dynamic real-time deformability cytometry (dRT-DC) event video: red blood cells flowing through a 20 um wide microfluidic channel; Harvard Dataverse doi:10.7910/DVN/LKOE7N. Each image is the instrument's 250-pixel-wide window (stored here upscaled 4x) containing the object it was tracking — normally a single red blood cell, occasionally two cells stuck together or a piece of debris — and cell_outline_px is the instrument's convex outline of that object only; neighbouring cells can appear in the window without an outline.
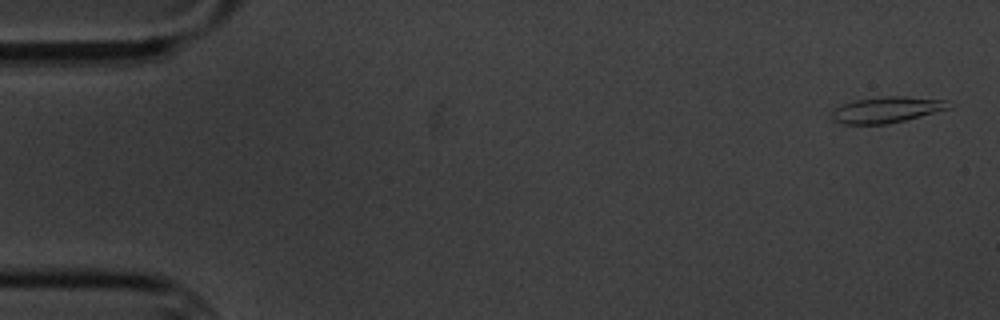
{"species": "common noctule bat (a hibernating species)", "species_latin": "Nyctalus noctula", "temperature_condition": "cold", "stored_images_in_passage": 5, "camera_frame_rate_fps": 3000, "um_per_image_px": 0.085, "animal": {"sex": "male", "body_mass_g": 20.1, "forearm_length_mm": 53.5}, "frame": {"image": 1, "passage_image": 1, "time_ms": 0.0, "image_size_px": [1000, 320], "cell_outline_px": [[956, 104], [952, 108], [888, 124], [844, 124], [832, 120], [832, 112], [840, 104], [852, 100], [880, 96], [904, 96], [944, 100]], "centroid_in_image_um": [75.38, 9.31], "position_along_channel_um": 9.6, "area_um2": 17.98}}
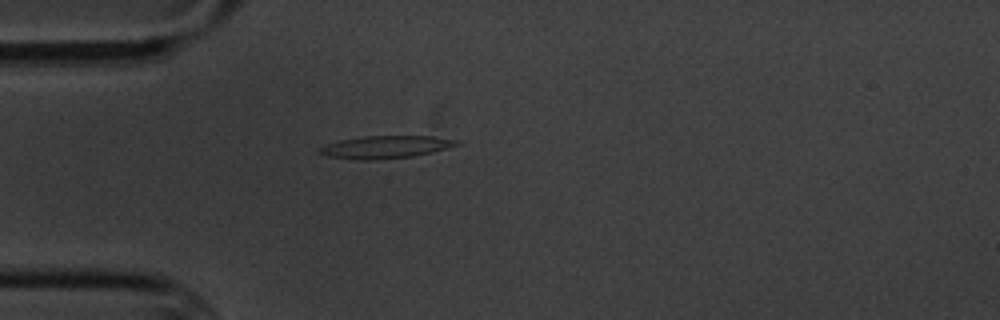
{"frame": {"image": 2, "passage_image": 5, "time_ms": 4.667, "image_size_px": [1000, 320], "cell_outline_px": [[460, 144], [448, 148], [432, 152], [412, 156], [372, 160], [360, 160], [328, 156], [316, 152], [316, 148], [324, 144], [340, 140], [364, 136], [432, 136], [460, 140]], "centroid_in_image_um": [32.73, 12.49], "position_along_channel_um": 52.3, "area_um2": 18.15}}